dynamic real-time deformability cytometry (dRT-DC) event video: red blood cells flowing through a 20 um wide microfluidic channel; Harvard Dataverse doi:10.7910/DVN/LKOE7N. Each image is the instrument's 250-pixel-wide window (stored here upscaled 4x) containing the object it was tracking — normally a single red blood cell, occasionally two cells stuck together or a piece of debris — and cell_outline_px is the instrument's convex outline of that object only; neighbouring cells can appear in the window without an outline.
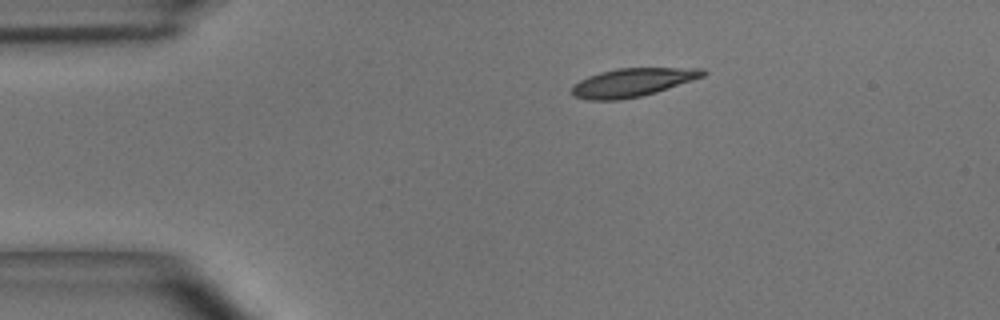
{"species": "common noctule bat (a hibernating species)", "species_latin": "Nyctalus noctula", "temperature_condition": "room temperature", "stored_images_in_passage": 2, "camera_frame_rate_fps": 3000, "um_per_image_px": 0.085, "animal": {"sex": "male", "body_mass_g": 15.6}, "frame": {"image": 1, "passage_image": 1, "time_ms": 0.0, "image_size_px": [1000, 320], "cell_outline_px": [[708, 72], [704, 76], [656, 92], [640, 96], [620, 100], [588, 100], [572, 96], [572, 84], [588, 76], [600, 72], [620, 68], [704, 68]], "centroid_in_image_um": [53.74, 7.01], "position_along_channel_um": 31.3, "area_um2": 21.68}}